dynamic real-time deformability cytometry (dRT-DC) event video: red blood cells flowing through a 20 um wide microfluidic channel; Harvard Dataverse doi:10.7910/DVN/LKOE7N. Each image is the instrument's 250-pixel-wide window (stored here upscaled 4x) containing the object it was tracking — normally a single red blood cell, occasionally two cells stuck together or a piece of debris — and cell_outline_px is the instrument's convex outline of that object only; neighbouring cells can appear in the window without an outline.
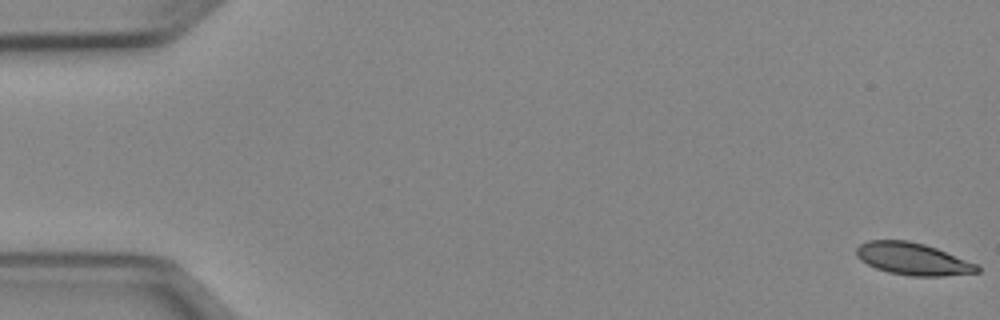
{"species": "Egyptian fruit bat (a non-hibernating species)", "species_latin": "Rousettus aegyptiacus", "temperature_condition": "cold", "stored_images_in_passage": 52, "camera_frame_rate_fps": 3000, "um_per_image_px": 0.085, "animal": {"sex": "female"}, "frame": {"image": 1, "passage_image": 1, "time_ms": 0.0, "image_size_px": [1000, 320], "cell_outline_px": [[980, 272], [944, 276], [912, 276], [888, 272], [876, 268], [860, 260], [856, 256], [856, 248], [860, 244], [868, 240], [908, 240], [924, 244], [936, 248], [976, 264], [980, 268]], "centroid_in_image_um": [77.56, 22.0], "position_along_channel_um": 7.4, "area_um2": 22.54}}
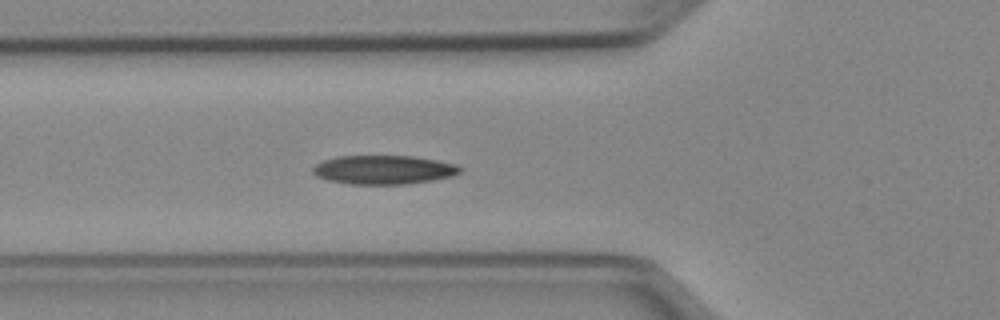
{"frame": {"image": 2, "passage_image": 19, "time_ms": 6.0, "image_size_px": [1000, 320], "cell_outline_px": [[464, 168], [460, 172], [452, 176], [432, 180], [404, 184], [348, 184], [328, 180], [316, 176], [312, 172], [312, 168], [316, 164], [324, 160], [336, 156], [412, 156], [436, 160], [456, 164]], "centroid_in_image_um": [32.6, 14.43], "position_along_channel_um": 93.2, "area_um2": 24.8}}
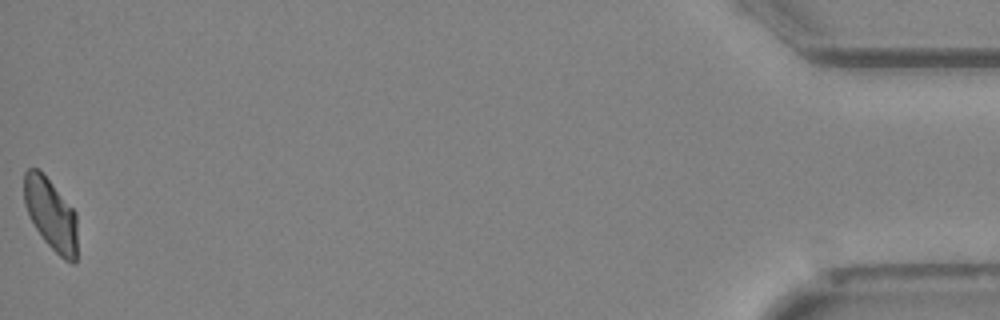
{"frame": {"image": 3, "passage_image": 52, "time_ms": 17.0, "image_size_px": [1000, 320], "cell_outline_px": [[76, 264], [72, 264], [64, 260], [44, 240], [36, 228], [24, 204], [24, 172], [28, 168], [36, 168], [52, 184], [76, 212]], "centroid_in_image_um": [4.33, 18.23], "position_along_channel_um": 430.9, "area_um2": 21.85}, "authors_computed_cell_mechanics": {"area_um2": 23.8136, "velocity_mm_per_s": 3.9436, "shape_relaxation_time_tau1_ms": 3.9512, "shape_relaxation_time_tau2_ms": 3.4059, "deformation_change_tau1": 0.1219, "deformation_change_tau2": 0.0813}}